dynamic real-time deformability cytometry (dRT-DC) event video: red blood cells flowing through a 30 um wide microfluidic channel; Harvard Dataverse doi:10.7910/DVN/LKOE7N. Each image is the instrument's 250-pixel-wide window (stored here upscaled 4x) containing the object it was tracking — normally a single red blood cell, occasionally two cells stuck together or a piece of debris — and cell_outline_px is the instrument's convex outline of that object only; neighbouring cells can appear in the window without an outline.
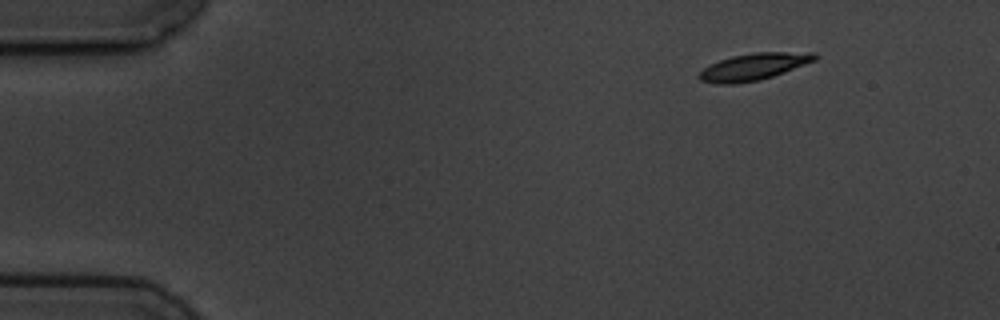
{"species": "common noctule bat (a hibernating species)", "species_latin": "Nyctalus noctula", "temperature_condition": "cold", "stored_images_in_passage": 4, "camera_frame_rate_fps": 3000, "um_per_image_px": 0.085, "animal": {"sex": "male", "body_mass_g": 19.5, "forearm_length_mm": 54.6}, "frame": {"image": 1, "passage_image": 1, "time_ms": 0.0, "image_size_px": [1000, 320], "cell_outline_px": [[820, 56], [816, 60], [784, 72], [760, 80], [736, 84], [716, 84], [700, 80], [696, 76], [708, 64], [732, 56], [752, 52], [816, 52]], "centroid_in_image_um": [64.06, 5.66], "position_along_channel_um": 20.9, "area_um2": 18.32}}
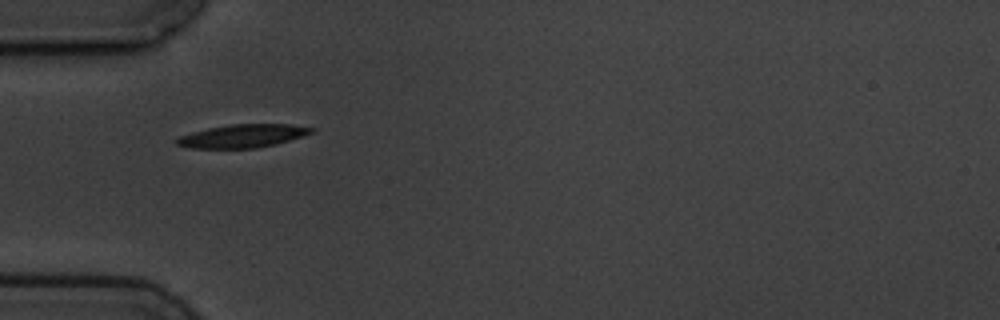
{"frame": {"image": 2, "passage_image": 3, "time_ms": 3.667, "image_size_px": [1000, 320], "cell_outline_px": [[316, 132], [304, 136], [276, 144], [256, 148], [188, 148], [176, 144], [176, 140], [180, 136], [192, 132], [208, 128], [232, 124], [288, 124], [316, 128]], "centroid_in_image_um": [20.68, 11.55], "position_along_channel_um": 64.3, "area_um2": 18.26}}
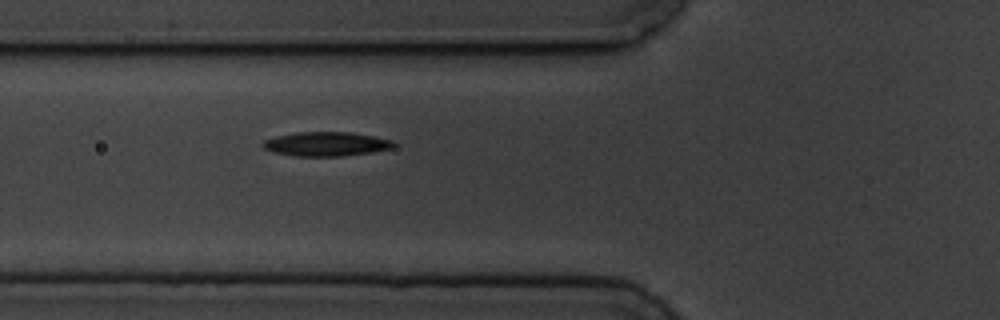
{"frame": {"image": 3, "passage_image": 4, "time_ms": 4.667, "image_size_px": [1000, 320], "cell_outline_px": [[396, 144], [392, 148], [372, 152], [344, 156], [296, 156], [272, 152], [264, 148], [260, 144], [264, 140], [276, 136], [296, 132], [352, 132], [392, 140]], "centroid_in_image_um": [27.7, 12.24], "position_along_channel_um": 98.1, "area_um2": 18.5}}